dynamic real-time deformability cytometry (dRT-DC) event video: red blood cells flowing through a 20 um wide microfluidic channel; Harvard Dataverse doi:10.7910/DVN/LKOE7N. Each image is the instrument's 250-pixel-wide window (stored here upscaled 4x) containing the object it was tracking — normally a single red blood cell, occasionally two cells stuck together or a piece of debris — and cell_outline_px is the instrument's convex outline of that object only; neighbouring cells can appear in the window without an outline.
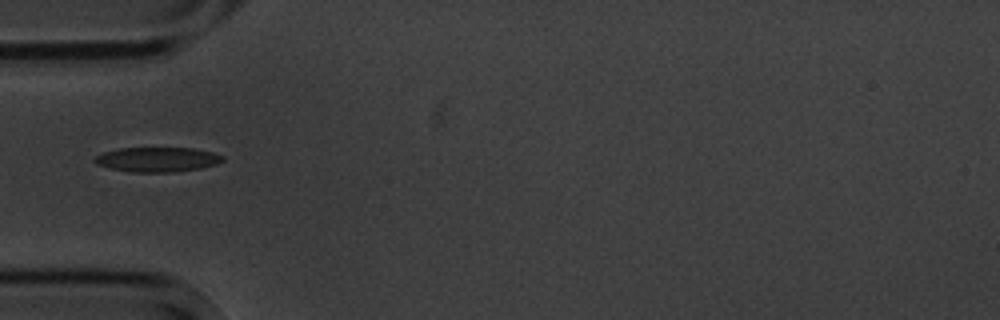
{"species": "common noctule bat (a hibernating species)", "species_latin": "Nyctalus noctula", "temperature_condition": "cold", "stored_images_in_passage": 3, "camera_frame_rate_fps": 3000, "um_per_image_px": 0.085, "animal": {"sex": "male", "body_mass_g": 20.1, "forearm_length_mm": 53.5}, "frame": {"image": 1, "passage_image": 1, "time_ms": 0.0, "image_size_px": [1000, 320], "cell_outline_px": [[224, 160], [216, 164], [200, 168], [172, 172], [132, 172], [108, 168], [96, 164], [92, 160], [96, 156], [104, 152], [120, 148], [192, 148], [212, 152], [224, 156]], "centroid_in_image_um": [13.35, 13.56], "position_along_channel_um": 71.6, "area_um2": 18.38}}
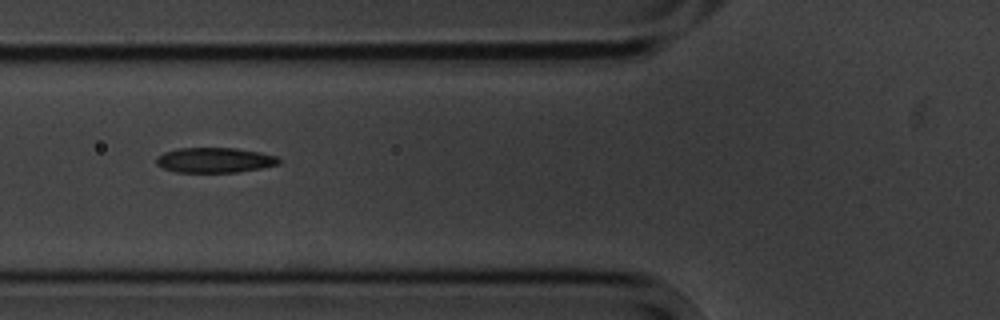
{"frame": {"image": 2, "passage_image": 2, "time_ms": 1.0, "image_size_px": [1000, 320], "cell_outline_px": [[280, 164], [260, 168], [236, 172], [176, 172], [164, 168], [156, 164], [156, 156], [164, 152], [176, 148], [236, 148], [260, 152], [276, 156], [280, 160]], "centroid_in_image_um": [18.22, 13.6], "position_along_channel_um": 107.6, "area_um2": 17.92}}
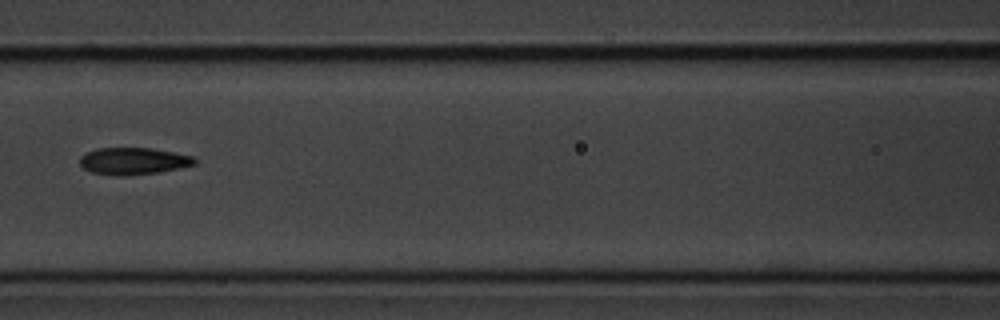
{"frame": {"image": 3, "passage_image": 3, "time_ms": 2.333, "image_size_px": [1000, 320], "cell_outline_px": [[196, 164], [180, 168], [156, 172], [128, 176], [116, 176], [92, 172], [84, 168], [80, 164], [80, 156], [96, 148], [152, 148], [192, 156], [196, 160]], "centroid_in_image_um": [11.32, 13.69], "position_along_channel_um": 155.3, "area_um2": 17.98}}